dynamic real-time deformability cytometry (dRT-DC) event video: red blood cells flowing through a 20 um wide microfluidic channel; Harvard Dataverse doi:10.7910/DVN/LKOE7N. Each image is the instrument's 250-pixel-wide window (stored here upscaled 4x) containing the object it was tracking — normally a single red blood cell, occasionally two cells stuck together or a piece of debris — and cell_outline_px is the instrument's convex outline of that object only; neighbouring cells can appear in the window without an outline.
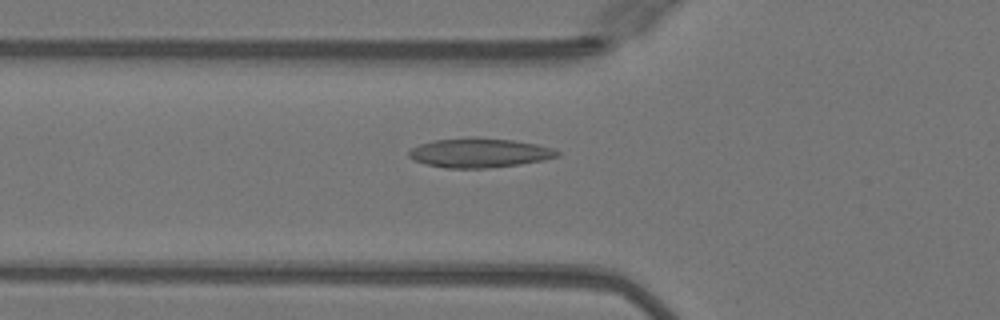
{"species": "Egyptian fruit bat (a non-hibernating species)", "species_latin": "Rousettus aegyptiacus", "temperature_condition": "warm", "stored_images_in_passage": 40, "camera_frame_rate_fps": 3000, "um_per_image_px": 0.085, "animal": {"sex": "female"}, "frame": {"image": 1, "passage_image": 18, "time_ms": 5.667, "image_size_px": [1000, 320], "cell_outline_px": [[560, 156], [544, 160], [520, 164], [484, 168], [444, 168], [412, 160], [408, 156], [408, 152], [412, 148], [420, 144], [432, 140], [472, 136], [476, 136], [512, 140], [536, 144], [552, 148], [560, 152]], "centroid_in_image_um": [40.73, 12.98], "position_along_channel_um": 85.1, "area_um2": 25.61}}
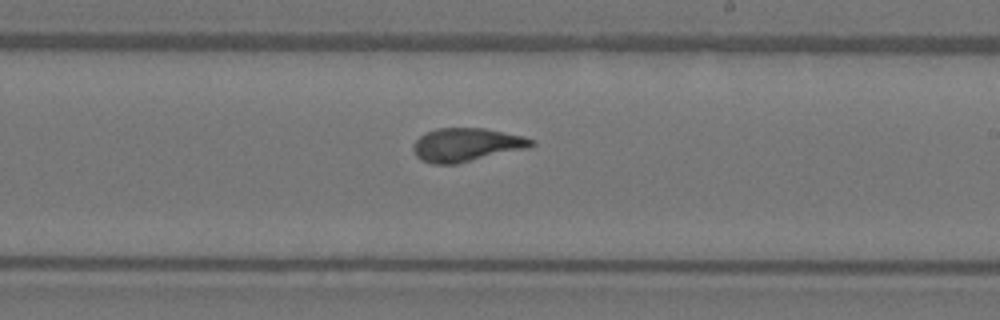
{"frame": {"image": 2, "passage_image": 30, "time_ms": 9.667, "image_size_px": [1000, 320], "cell_outline_px": [[536, 144], [528, 148], [456, 164], [432, 164], [420, 160], [416, 156], [412, 148], [416, 140], [420, 136], [436, 128], [484, 128], [524, 136], [536, 140]], "centroid_in_image_um": [39.66, 12.31], "position_along_channel_um": 249.3, "area_um2": 23.12}}
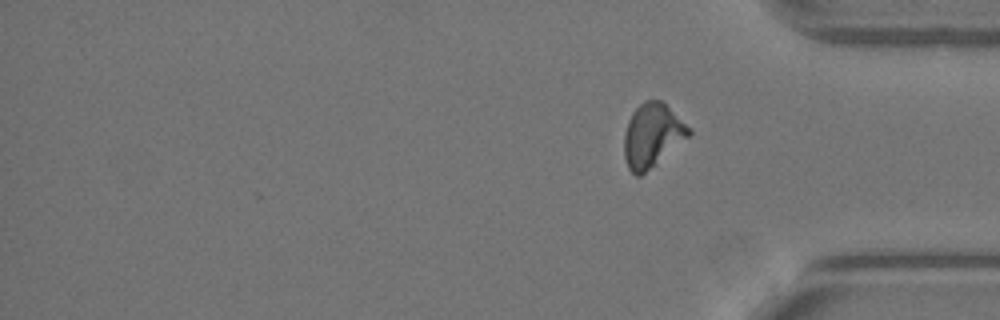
{"frame": {"image": 3, "passage_image": 40, "time_ms": 13.0, "image_size_px": [1000, 320], "cell_outline_px": [[692, 132], [688, 136], [656, 164], [640, 176], [636, 176], [628, 168], [624, 156], [624, 132], [628, 120], [632, 112], [644, 100], [660, 100], [692, 128]], "centroid_in_image_um": [55.42, 11.5], "position_along_channel_um": 379.8, "area_um2": 23.81}, "authors_computed_cell_mechanics": {"area_um2": 23.7558, "velocity_mm_per_s": 4.087, "shape_relaxation_time_tau1_ms": 7.2467, "shape_relaxation_time_tau2_ms": 0.9362, "deformation_change_tau1": 0.2143, "deformation_change_tau2": 0.0683}}